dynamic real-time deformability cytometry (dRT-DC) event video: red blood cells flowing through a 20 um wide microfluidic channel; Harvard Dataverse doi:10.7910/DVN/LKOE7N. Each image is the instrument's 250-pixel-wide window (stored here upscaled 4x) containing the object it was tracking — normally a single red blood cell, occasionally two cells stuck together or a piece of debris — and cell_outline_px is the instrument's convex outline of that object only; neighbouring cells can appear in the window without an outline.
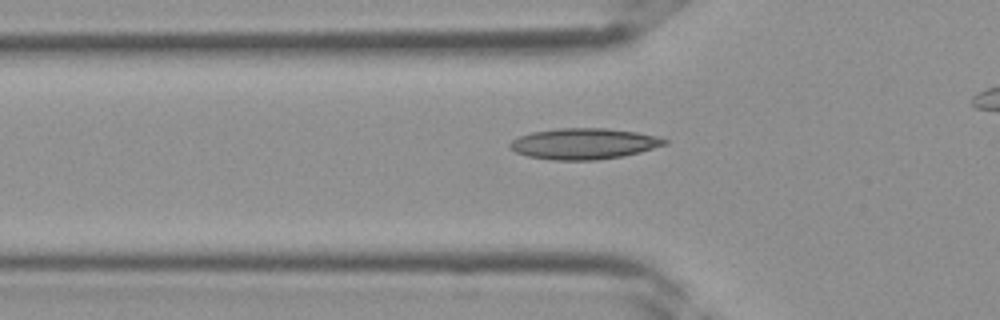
{"species": "Egyptian fruit bat (a non-hibernating species)", "species_latin": "Rousettus aegyptiacus", "temperature_condition": "room temperature", "stored_images_in_passage": 32, "camera_frame_rate_fps": 3000, "um_per_image_px": 0.085, "frame": {"image": 1, "passage_image": 12, "time_ms": 3.667, "image_size_px": [1000, 320], "cell_outline_px": [[668, 144], [640, 152], [624, 156], [596, 160], [552, 160], [528, 156], [516, 152], [508, 144], [512, 140], [520, 136], [532, 132], [560, 128], [608, 128], [636, 132], [656, 136], [668, 140]], "centroid_in_image_um": [49.65, 12.22], "position_along_channel_um": 76.1, "area_um2": 27.86}}
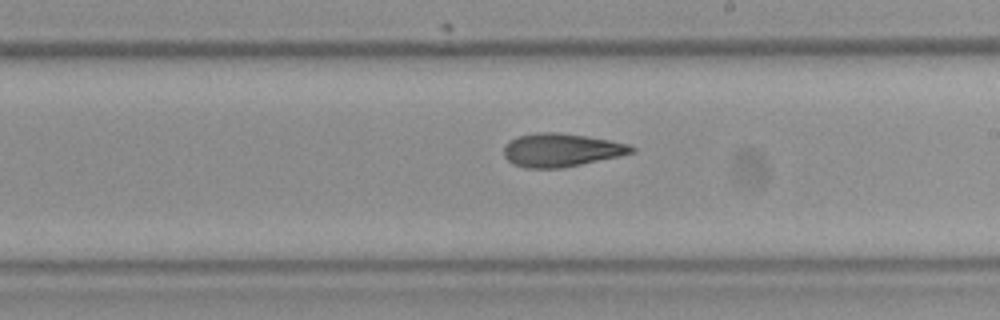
{"frame": {"image": 2, "passage_image": 21, "time_ms": 6.667, "image_size_px": [1000, 320], "cell_outline_px": [[636, 152], [620, 156], [560, 168], [524, 168], [512, 164], [504, 156], [504, 148], [516, 136], [540, 132], [556, 132], [584, 136], [608, 140], [628, 144], [636, 148]], "centroid_in_image_um": [47.7, 12.76], "position_along_channel_um": 241.3, "area_um2": 24.57}}
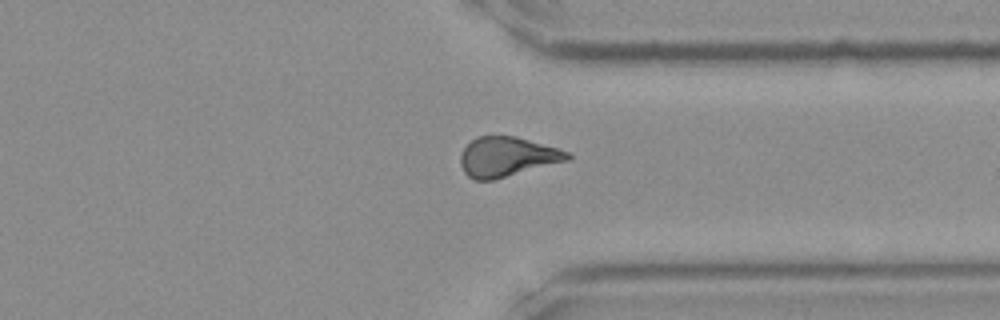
{"frame": {"image": 3, "passage_image": 28, "time_ms": 9.0, "image_size_px": [1000, 320], "cell_outline_px": [[572, 160], [492, 180], [472, 180], [464, 172], [460, 164], [460, 156], [464, 148], [476, 136], [516, 136], [556, 148], [568, 152], [572, 156]], "centroid_in_image_um": [43.11, 13.34], "position_along_channel_um": 368.3, "area_um2": 24.8}}